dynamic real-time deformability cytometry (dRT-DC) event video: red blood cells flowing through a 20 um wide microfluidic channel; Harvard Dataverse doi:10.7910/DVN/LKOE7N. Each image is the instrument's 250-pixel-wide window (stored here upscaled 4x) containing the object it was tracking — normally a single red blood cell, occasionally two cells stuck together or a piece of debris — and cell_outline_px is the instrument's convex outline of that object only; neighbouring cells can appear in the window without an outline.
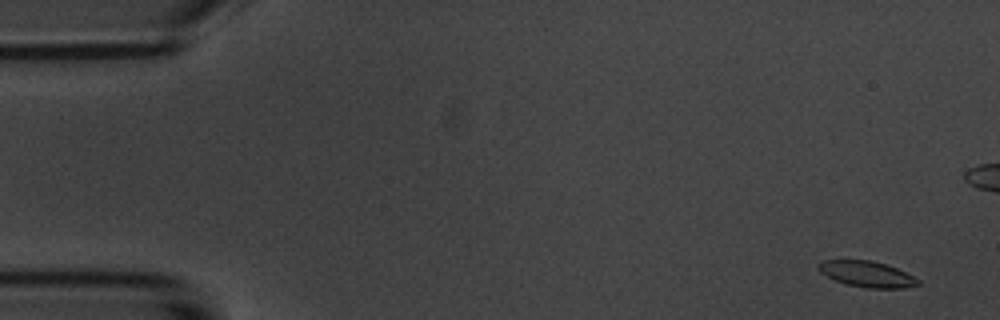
{"species": "common noctule bat (a hibernating species)", "species_latin": "Nyctalus noctula", "temperature_condition": "room temperature", "stored_images_in_passage": 5, "camera_frame_rate_fps": 3000, "um_per_image_px": 0.085, "animal": {"sex": "male", "body_mass_g": 20.1, "forearm_length_mm": 53.5}, "frame": {"image": 1, "passage_image": 1, "time_ms": 0.0, "image_size_px": [1000, 320], "cell_outline_px": [[920, 284], [904, 288], [868, 288], [848, 284], [836, 280], [820, 272], [816, 268], [816, 264], [820, 260], [872, 260], [896, 268], [920, 280]], "centroid_in_image_um": [73.65, 23.28], "position_along_channel_um": 11.3, "area_um2": 14.91}}